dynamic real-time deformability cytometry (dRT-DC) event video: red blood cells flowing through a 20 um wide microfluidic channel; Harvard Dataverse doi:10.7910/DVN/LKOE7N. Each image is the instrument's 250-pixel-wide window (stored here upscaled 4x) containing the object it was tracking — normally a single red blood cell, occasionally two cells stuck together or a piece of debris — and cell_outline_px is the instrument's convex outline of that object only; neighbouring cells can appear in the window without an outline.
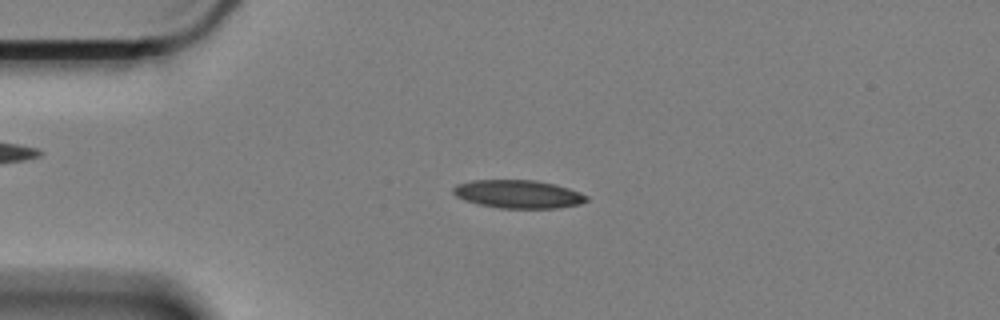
{"species": "Egyptian fruit bat (a non-hibernating species)", "species_latin": "Rousettus aegyptiacus", "temperature_condition": "cold", "stored_images_in_passage": 59, "camera_frame_rate_fps": 3000, "um_per_image_px": 0.085, "animal": {"sex": "female"}, "frame": {"image": 1, "passage_image": 13, "time_ms": 4.0, "image_size_px": [1000, 320], "cell_outline_px": [[588, 200], [580, 204], [556, 208], [500, 208], [480, 204], [464, 200], [456, 196], [452, 192], [452, 188], [456, 184], [472, 180], [536, 180], [556, 184], [580, 192], [588, 196]], "centroid_in_image_um": [44.05, 16.49], "position_along_channel_um": 41.0, "area_um2": 21.96}}
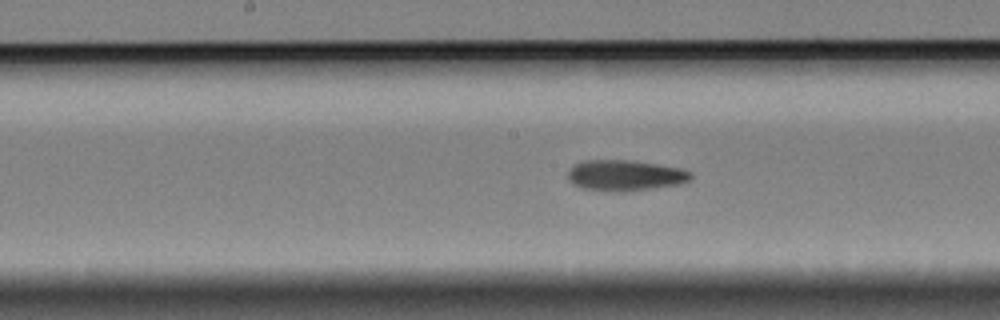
{"frame": {"image": 2, "passage_image": 29, "time_ms": 9.333, "image_size_px": [1000, 320], "cell_outline_px": [[692, 176], [688, 180], [680, 184], [624, 192], [604, 192], [580, 188], [572, 184], [568, 180], [568, 172], [576, 164], [584, 160], [632, 160], [680, 168], [692, 172]], "centroid_in_image_um": [53.1, 14.92], "position_along_channel_um": 195.1, "area_um2": 22.25}}
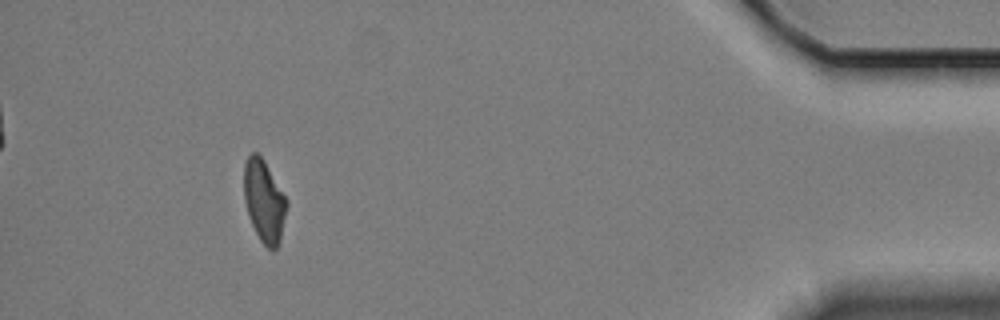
{"frame": {"image": 3, "passage_image": 54, "time_ms": 17.667, "image_size_px": [1000, 320], "cell_outline_px": [[288, 204], [280, 240], [276, 248], [272, 252], [260, 240], [252, 224], [244, 200], [244, 164], [248, 156], [252, 152], [256, 152], [264, 160], [288, 200]], "centroid_in_image_um": [22.46, 17.08], "position_along_channel_um": 412.7, "area_um2": 20.4}, "authors_computed_cell_mechanics": {"area_um2": 21.2704, "velocity_mm_per_s": 3.3337, "shape_relaxation_time_tau1_ms": 9.7905, "shape_relaxation_time_tau2_ms": 4.4586, "deformation_change_tau1": 0.2212, "deformation_change_tau2": 0.1263}}